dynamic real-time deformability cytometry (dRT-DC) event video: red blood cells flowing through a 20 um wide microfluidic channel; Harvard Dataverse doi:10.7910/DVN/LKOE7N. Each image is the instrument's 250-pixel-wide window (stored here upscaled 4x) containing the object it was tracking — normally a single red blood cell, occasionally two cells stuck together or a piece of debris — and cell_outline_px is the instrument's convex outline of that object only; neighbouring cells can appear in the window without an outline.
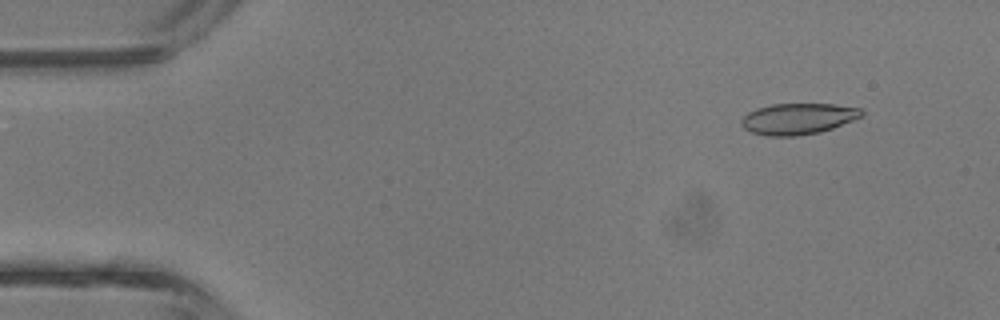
{"species": "common noctule bat (a hibernating species)", "species_latin": "Nyctalus noctula", "temperature_condition": "room temperature", "stored_images_in_passage": 12, "camera_frame_rate_fps": 3000, "um_per_image_px": 0.085, "animal": {"sex": "male", "body_mass_g": 13.3}, "frame": {"image": 1, "passage_image": 4, "time_ms": 1.0, "image_size_px": [1000, 320], "cell_outline_px": [[864, 112], [860, 116], [852, 120], [832, 128], [820, 132], [796, 136], [768, 136], [752, 132], [744, 128], [740, 124], [740, 120], [748, 112], [756, 108], [772, 104], [832, 104], [860, 108]], "centroid_in_image_um": [67.78, 10.09], "position_along_channel_um": 17.2, "area_um2": 21.68}}